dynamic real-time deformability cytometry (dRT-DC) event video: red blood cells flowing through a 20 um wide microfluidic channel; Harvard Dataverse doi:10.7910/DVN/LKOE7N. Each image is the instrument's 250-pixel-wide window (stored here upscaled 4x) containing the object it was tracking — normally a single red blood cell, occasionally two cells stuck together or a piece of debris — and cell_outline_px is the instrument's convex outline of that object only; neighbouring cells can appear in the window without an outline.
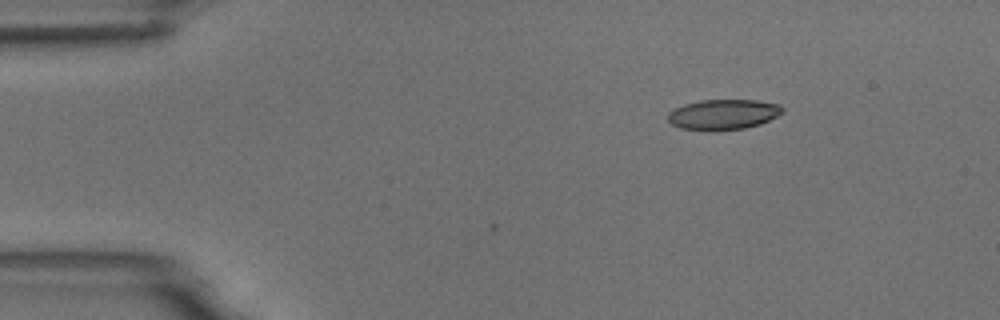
{"species": "common noctule bat (a hibernating species)", "species_latin": "Nyctalus noctula", "temperature_condition": "room temperature", "stored_images_in_passage": 2, "camera_frame_rate_fps": 3000, "um_per_image_px": 0.085, "animal": {"sex": "male", "body_mass_g": 18.8}, "frame": {"image": 1, "passage_image": 2, "time_ms": 1.333, "image_size_px": [1000, 320], "cell_outline_px": [[784, 112], [760, 124], [744, 128], [716, 132], [704, 132], [680, 128], [672, 124], [668, 120], [668, 112], [684, 104], [700, 100], [756, 100], [780, 104], [784, 108]], "centroid_in_image_um": [61.46, 9.75], "position_along_channel_um": 23.5, "area_um2": 20.63}}